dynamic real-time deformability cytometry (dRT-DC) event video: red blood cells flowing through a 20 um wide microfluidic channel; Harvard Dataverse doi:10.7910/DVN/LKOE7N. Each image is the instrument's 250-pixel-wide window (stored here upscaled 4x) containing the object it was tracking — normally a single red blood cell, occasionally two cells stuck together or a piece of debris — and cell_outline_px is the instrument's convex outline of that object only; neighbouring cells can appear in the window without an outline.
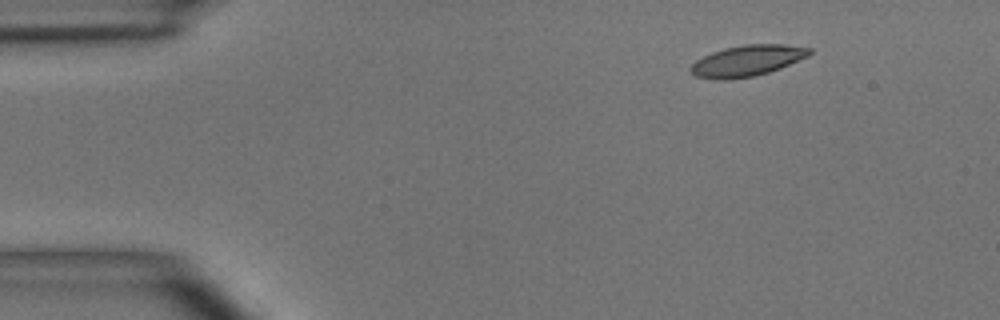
{"species": "common noctule bat (a hibernating species)", "species_latin": "Nyctalus noctula", "temperature_condition": "room temperature", "stored_images_in_passage": 7, "camera_frame_rate_fps": 3000, "um_per_image_px": 0.085, "animal": {"sex": "male", "body_mass_g": 15.6}, "frame": {"image": 1, "passage_image": 1, "time_ms": 0.0, "image_size_px": [1000, 320], "cell_outline_px": [[812, 52], [808, 56], [780, 68], [768, 72], [752, 76], [728, 80], [716, 80], [696, 76], [688, 68], [696, 60], [712, 52], [724, 48], [744, 44], [784, 44], [812, 48]], "centroid_in_image_um": [63.5, 5.15], "position_along_channel_um": 21.5, "area_um2": 21.44}}
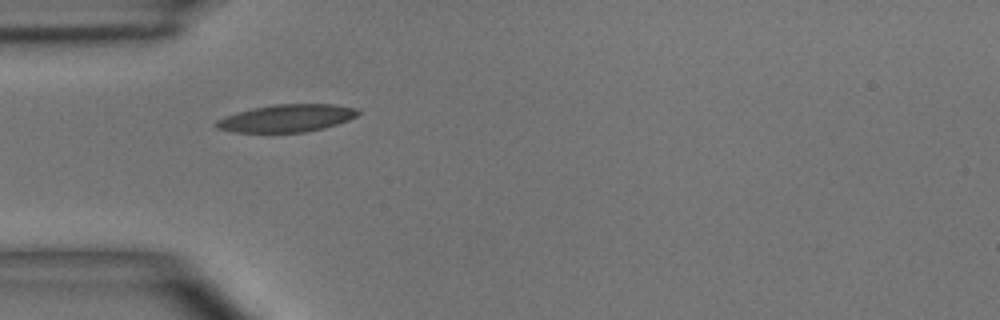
{"frame": {"image": 2, "passage_image": 3, "time_ms": 3.0, "image_size_px": [1000, 320], "cell_outline_px": [[360, 112], [356, 116], [348, 120], [324, 128], [304, 132], [236, 132], [216, 128], [216, 120], [224, 116], [236, 112], [252, 108], [276, 104], [332, 104], [356, 108]], "centroid_in_image_um": [24.35, 10.04], "position_along_channel_um": 60.6, "area_um2": 22.6}}
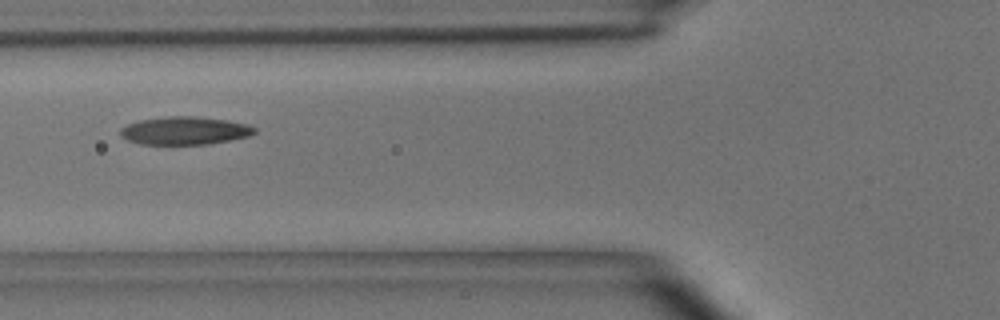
{"frame": {"image": 3, "passage_image": 4, "time_ms": 4.333, "image_size_px": [1000, 320], "cell_outline_px": [[256, 132], [248, 136], [208, 144], [140, 144], [128, 140], [120, 136], [120, 128], [128, 124], [140, 120], [164, 116], [196, 116], [228, 120], [248, 124], [256, 128]], "centroid_in_image_um": [15.69, 11.09], "position_along_channel_um": 110.1, "area_um2": 21.91}}